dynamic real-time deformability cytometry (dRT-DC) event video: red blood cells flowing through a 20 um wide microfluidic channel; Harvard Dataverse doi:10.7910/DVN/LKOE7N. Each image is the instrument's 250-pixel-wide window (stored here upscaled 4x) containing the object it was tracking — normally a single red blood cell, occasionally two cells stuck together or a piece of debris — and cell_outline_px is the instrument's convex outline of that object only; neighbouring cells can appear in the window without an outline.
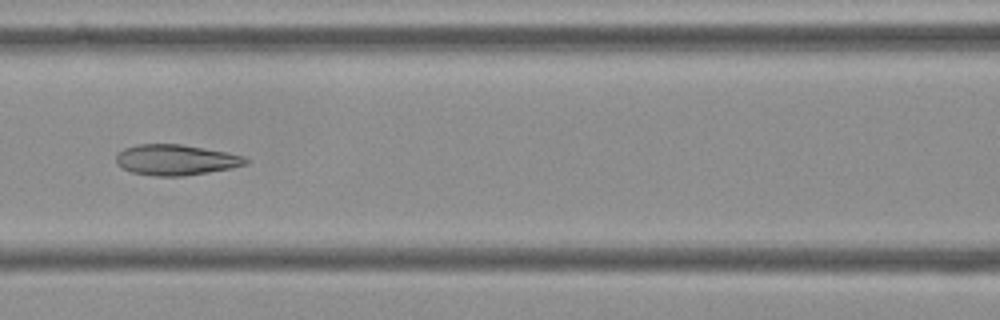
{"species": "Egyptian fruit bat (a non-hibernating species)", "species_latin": "Rousettus aegyptiacus", "temperature_condition": "cold", "stored_images_in_passage": 10, "camera_frame_rate_fps": 3000, "um_per_image_px": 0.085, "frame": {"image": 1, "passage_image": 6, "time_ms": 1.667, "image_size_px": [1000, 320], "cell_outline_px": [[248, 164], [232, 168], [184, 176], [156, 176], [132, 172], [116, 164], [116, 152], [124, 148], [136, 144], [180, 144], [228, 152], [244, 156], [248, 160]], "centroid_in_image_um": [14.94, 13.58], "position_along_channel_um": 151.7, "area_um2": 23.24}}
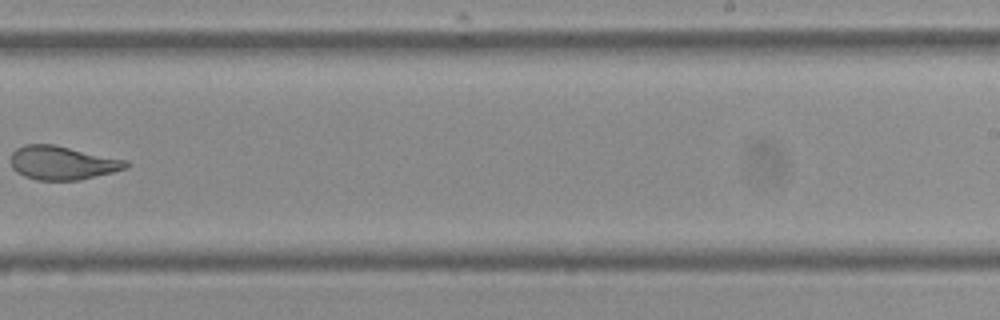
{"frame": {"image": 2, "passage_image": 9, "time_ms": 2.667, "image_size_px": [1000, 320], "cell_outline_px": [[132, 164], [128, 168], [80, 180], [36, 180], [24, 176], [16, 172], [12, 168], [12, 152], [16, 148], [24, 144], [56, 144], [128, 160]], "centroid_in_image_um": [5.34, 13.83], "position_along_channel_um": 283.7, "area_um2": 22.95}}
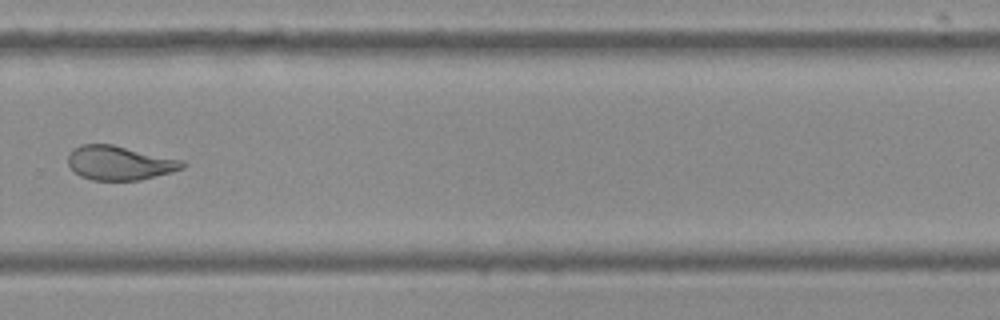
{"frame": {"image": 3, "passage_image": 10, "time_ms": 3.0, "image_size_px": [1000, 320], "cell_outline_px": [[188, 164], [184, 168], [172, 172], [140, 180], [92, 180], [80, 176], [68, 164], [68, 156], [72, 148], [80, 144], [112, 144], [184, 160]], "centroid_in_image_um": [10.19, 13.84], "position_along_channel_um": 319.6, "area_um2": 22.95}}